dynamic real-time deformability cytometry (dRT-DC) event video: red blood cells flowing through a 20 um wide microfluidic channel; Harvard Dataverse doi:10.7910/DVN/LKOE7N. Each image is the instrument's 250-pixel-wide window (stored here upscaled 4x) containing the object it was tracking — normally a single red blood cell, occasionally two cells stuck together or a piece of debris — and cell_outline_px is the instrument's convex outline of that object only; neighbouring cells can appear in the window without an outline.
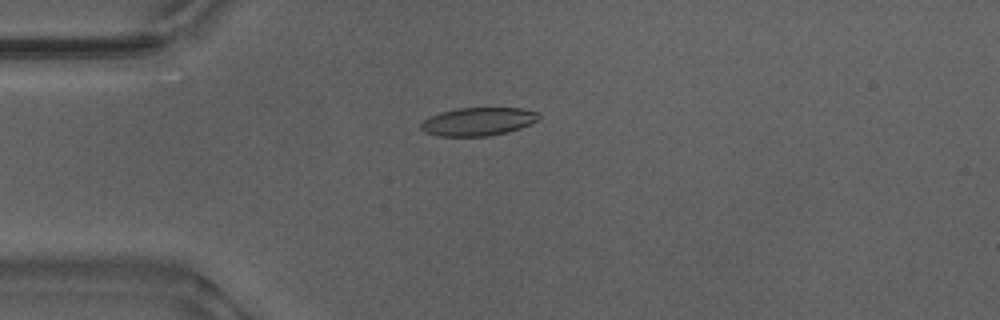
{"species": "Egyptian fruit bat (a non-hibernating species)", "species_latin": "Rousettus aegyptiacus", "temperature_condition": "warm", "stored_images_in_passage": 53, "camera_frame_rate_fps": 3000, "um_per_image_px": 0.085, "animal": {"sex": "male"}, "frame": {"image": 1, "passage_image": 14, "time_ms": 4.333, "image_size_px": [1000, 320], "cell_outline_px": [[540, 120], [520, 128], [508, 132], [488, 136], [436, 136], [424, 132], [420, 128], [420, 124], [424, 120], [440, 112], [456, 108], [520, 108], [536, 112], [540, 116]], "centroid_in_image_um": [40.63, 10.34], "position_along_channel_um": 44.4, "area_um2": 19.42}}
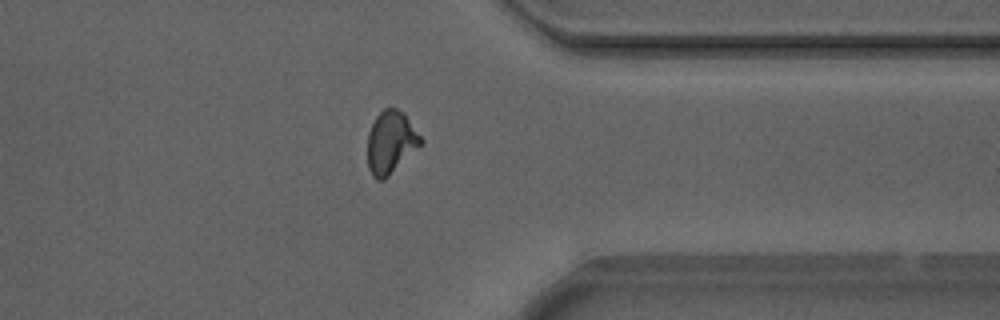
{"frame": {"image": 2, "passage_image": 42, "time_ms": 13.667, "image_size_px": [1000, 320], "cell_outline_px": [[424, 140], [384, 180], [376, 180], [372, 176], [368, 168], [368, 132], [376, 116], [384, 108], [396, 108], [404, 112]], "centroid_in_image_um": [33.2, 12.07], "position_along_channel_um": 378.2, "area_um2": 19.19}}
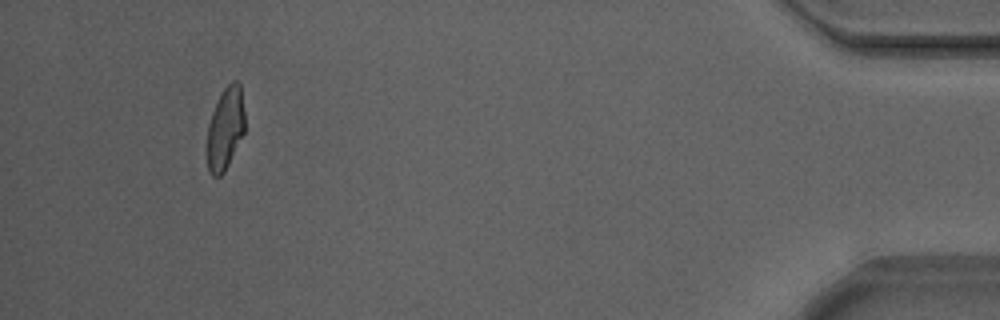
{"frame": {"image": 3, "passage_image": 50, "time_ms": 16.333, "image_size_px": [1000, 320], "cell_outline_px": [[244, 132], [224, 172], [220, 176], [212, 176], [208, 168], [208, 124], [212, 112], [224, 88], [232, 80], [236, 80], [240, 84], [244, 112]], "centroid_in_image_um": [19.16, 10.9], "position_along_channel_um": 416.0, "area_um2": 17.69}, "authors_computed_cell_mechanics": {"area_um2": 19.1896, "velocity_mm_per_s": 3.8717, "shape_relaxation_time_tau1_ms": 6.0507, "shape_relaxation_time_tau2_ms": 1.3766, "deformation_change_tau1": 0.1866, "deformation_change_tau2": 0.0862}}